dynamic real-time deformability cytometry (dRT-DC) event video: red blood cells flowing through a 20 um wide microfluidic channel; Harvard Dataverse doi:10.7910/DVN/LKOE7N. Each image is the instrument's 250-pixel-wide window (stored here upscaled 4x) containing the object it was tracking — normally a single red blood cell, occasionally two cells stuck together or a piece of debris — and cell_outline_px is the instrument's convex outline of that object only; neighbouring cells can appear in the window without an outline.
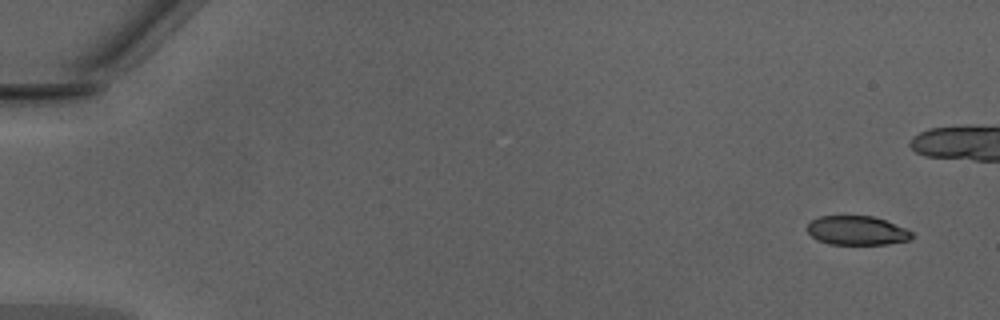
{"species": "Egyptian fruit bat (a non-hibernating species)", "species_latin": "Rousettus aegyptiacus", "temperature_condition": "warm", "stored_images_in_passage": 39, "camera_frame_rate_fps": 3000, "um_per_image_px": 0.085, "animal": {"sex": "male"}, "frame": {"image": 1, "passage_image": 1, "time_ms": 0.0, "image_size_px": [1000, 320], "cell_outline_px": [[912, 236], [908, 240], [888, 244], [828, 244], [812, 236], [808, 232], [808, 224], [812, 220], [820, 216], [872, 216], [884, 220], [904, 228], [912, 232]], "centroid_in_image_um": [72.83, 19.59], "position_along_channel_um": 12.2, "area_um2": 17.4}}
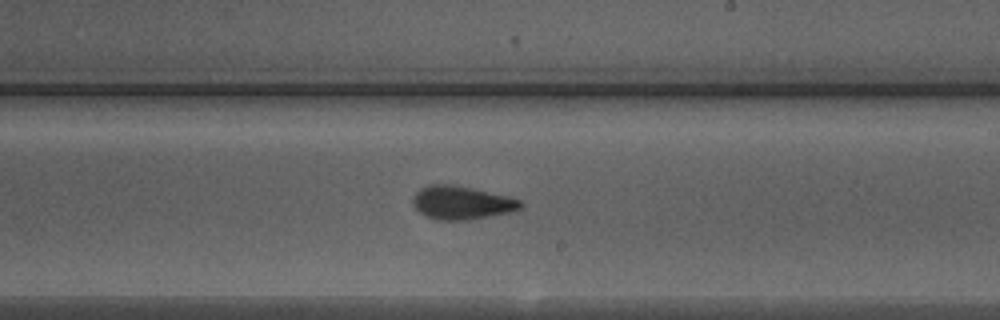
{"frame": {"image": 2, "passage_image": 28, "time_ms": 9.0, "image_size_px": [1000, 320], "cell_outline_px": [[524, 204], [520, 208], [508, 212], [468, 220], [436, 220], [424, 216], [412, 204], [412, 200], [416, 192], [420, 188], [428, 184], [448, 184], [508, 196], [520, 200]], "centroid_in_image_um": [39.18, 17.24], "position_along_channel_um": 249.8, "area_um2": 20.69}}
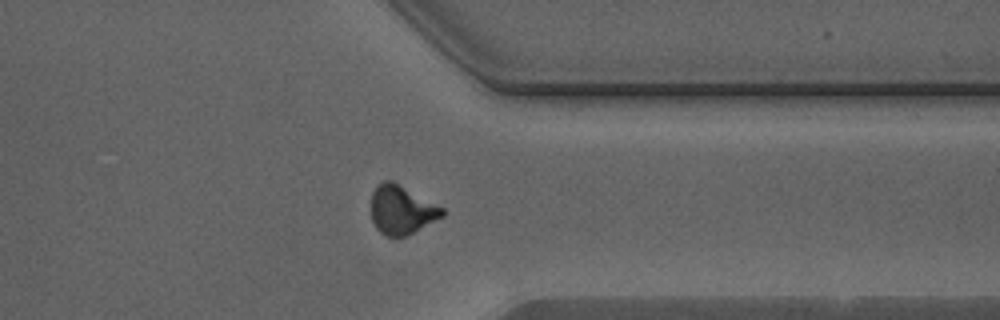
{"frame": {"image": 3, "passage_image": 37, "time_ms": 12.0, "image_size_px": [1000, 320], "cell_outline_px": [[444, 216], [404, 236], [388, 236], [380, 232], [376, 228], [372, 220], [372, 192], [384, 180], [392, 180], [444, 208]], "centroid_in_image_um": [34.14, 17.83], "position_along_channel_um": 377.3, "area_um2": 19.83}}